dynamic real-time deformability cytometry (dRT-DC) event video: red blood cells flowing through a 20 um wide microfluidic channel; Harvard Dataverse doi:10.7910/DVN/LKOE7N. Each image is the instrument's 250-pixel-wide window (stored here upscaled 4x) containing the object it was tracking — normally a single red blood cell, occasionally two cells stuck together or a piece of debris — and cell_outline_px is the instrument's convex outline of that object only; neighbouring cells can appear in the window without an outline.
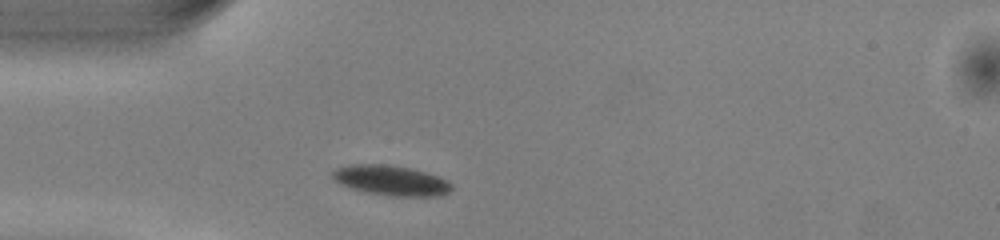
{"species": "common noctule bat (a hibernating species)", "species_latin": "Nyctalus noctula", "temperature_condition": "warm", "stored_images_in_passage": 40, "camera_frame_rate_fps": 3000, "um_per_image_px": 0.085, "animal": {"sex": "male", "body_mass_g": 13.0, "forearm_length_mm": 53.1}, "frame": {"image": 1, "passage_image": 4, "time_ms": 1.0, "image_size_px": [1000, 240], "cell_outline_px": [[452, 188], [448, 192], [436, 196], [392, 196], [368, 192], [352, 188], [340, 184], [332, 176], [332, 172], [336, 168], [352, 164], [380, 164], [408, 168], [424, 172], [448, 180], [452, 184]], "centroid_in_image_um": [33.23, 15.34], "position_along_channel_um": 51.8, "area_um2": 20.46}}
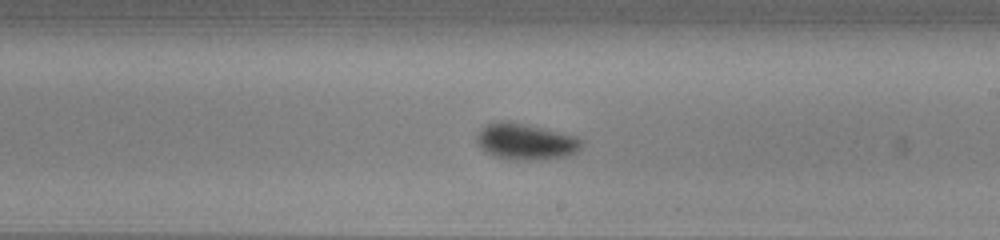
{"frame": {"image": 2, "passage_image": 19, "time_ms": 6.0, "image_size_px": [1000, 240], "cell_outline_px": [[584, 144], [576, 152], [568, 156], [544, 160], [516, 160], [492, 156], [476, 144], [476, 136], [480, 128], [488, 124], [500, 120], [508, 120], [528, 124], [576, 136], [584, 140]], "centroid_in_image_um": [44.69, 12.03], "position_along_channel_um": 244.3, "area_um2": 22.66}}
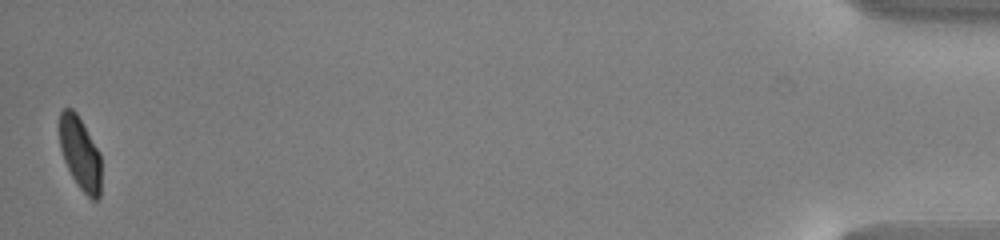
{"frame": {"image": 3, "passage_image": 40, "time_ms": 13.0, "image_size_px": [1000, 240], "cell_outline_px": [[100, 196], [96, 200], [92, 200], [76, 184], [64, 160], [60, 148], [60, 112], [64, 108], [72, 108], [76, 112], [100, 152]], "centroid_in_image_um": [6.81, 13.04], "position_along_channel_um": 428.4, "area_um2": 17.57}, "authors_computed_cell_mechanics": {"area_um2": 20.519, "velocity_mm_per_s": 4.0334, "shape_relaxation_time_tau1_ms": 1.952, "shape_relaxation_time_tau2_ms": 2.0908, "deformation_change_tau1": 0.0974, "deformation_change_tau2": 0.0491}}